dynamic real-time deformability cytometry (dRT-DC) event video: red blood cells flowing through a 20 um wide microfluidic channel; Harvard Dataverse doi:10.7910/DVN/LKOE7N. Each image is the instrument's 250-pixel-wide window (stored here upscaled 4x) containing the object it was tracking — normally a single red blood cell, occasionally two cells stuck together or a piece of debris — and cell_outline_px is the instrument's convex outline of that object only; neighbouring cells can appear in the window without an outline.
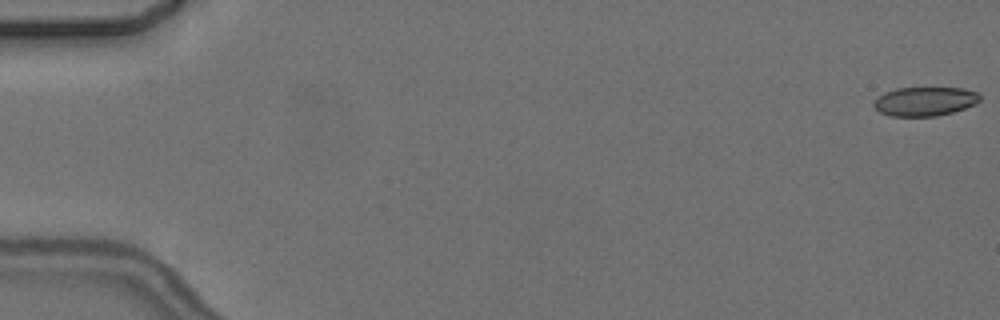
{"species": "common noctule bat (a hibernating species)", "species_latin": "Nyctalus noctula", "temperature_condition": "cold", "stored_images_in_passage": 4, "camera_frame_rate_fps": 3000, "um_per_image_px": 0.085, "animal": {"sex": "female", "body_mass_g": 24.6, "forearm_length_mm": 56.2}, "frame": {"image": 1, "passage_image": 1, "time_ms": 0.0, "image_size_px": [1000, 320], "cell_outline_px": [[980, 100], [976, 104], [952, 112], [936, 116], [888, 116], [880, 112], [872, 104], [884, 92], [896, 88], [960, 88], [980, 92]], "centroid_in_image_um": [78.63, 8.61], "position_along_channel_um": 6.4, "area_um2": 17.92}}